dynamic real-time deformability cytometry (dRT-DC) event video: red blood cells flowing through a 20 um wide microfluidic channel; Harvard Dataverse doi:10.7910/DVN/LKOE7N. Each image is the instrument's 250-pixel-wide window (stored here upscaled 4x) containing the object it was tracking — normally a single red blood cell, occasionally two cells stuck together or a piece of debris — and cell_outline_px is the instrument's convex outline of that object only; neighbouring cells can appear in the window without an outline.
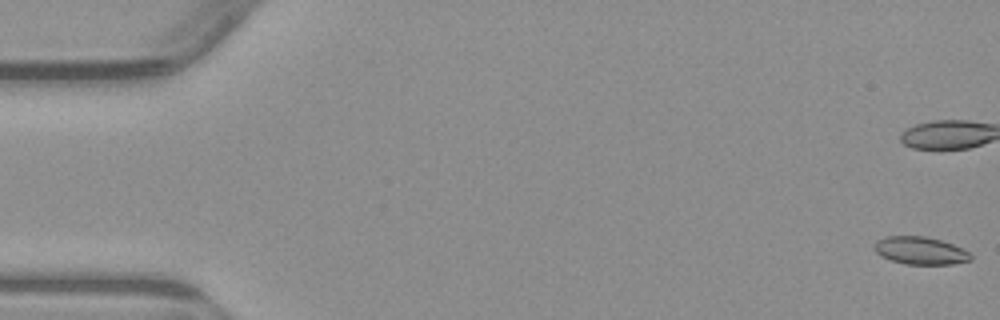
{"species": "common noctule bat (a hibernating species)", "species_latin": "Nyctalus noctula", "temperature_condition": "warm", "stored_images_in_passage": 5, "camera_frame_rate_fps": 3000, "um_per_image_px": 0.085, "animal": {"sex": "male", "body_mass_g": 23.1, "forearm_length_mm": 52.7}, "frame": {"image": 1, "passage_image": 1, "time_ms": 0.0, "image_size_px": [1000, 320], "cell_outline_px": [[972, 260], [952, 264], [904, 264], [880, 256], [876, 252], [872, 244], [876, 240], [888, 236], [928, 236], [952, 244], [968, 252], [972, 256]], "centroid_in_image_um": [78.19, 21.3], "position_along_channel_um": 6.8, "area_um2": 15.55}}